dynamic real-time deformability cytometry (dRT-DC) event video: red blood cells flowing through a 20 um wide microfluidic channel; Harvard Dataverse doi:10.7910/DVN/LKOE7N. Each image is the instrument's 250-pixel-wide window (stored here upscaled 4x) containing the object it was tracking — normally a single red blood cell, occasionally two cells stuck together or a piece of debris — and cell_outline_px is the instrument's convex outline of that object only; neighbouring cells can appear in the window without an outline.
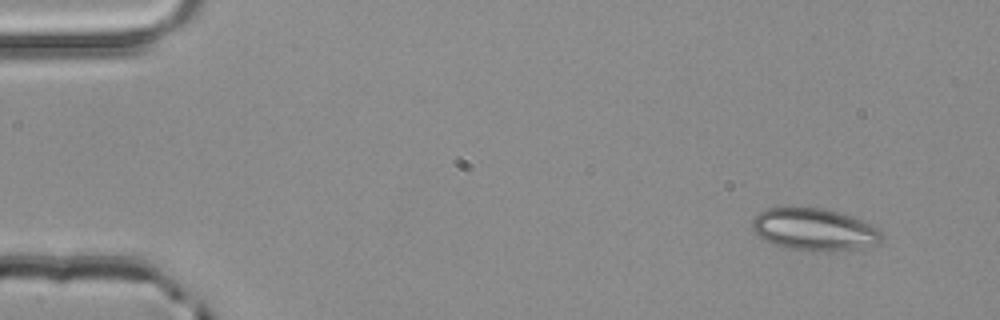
{"species": "common noctule bat (a hibernating species)", "species_latin": "Nyctalus noctula", "temperature_condition": "room temperature", "stored_images_in_passage": 4, "segment_of_instrument_passage": [1, 2], "camera_frame_rate_fps": 3000, "um_per_image_px": 0.085, "animal": {"sex": "male", "body_mass_g": 20.4}, "frame": {"image": 1, "passage_image": 1, "time_ms": 0.0, "image_size_px": [1000, 320], "cell_outline_px": [[884, 236], [876, 244], [856, 248], [832, 252], [828, 252], [788, 248], [764, 240], [752, 228], [752, 220], [760, 212], [768, 208], [792, 204], [824, 208], [872, 224], [880, 228]], "centroid_in_image_um": [69.2, 19.46], "position_along_channel_um": 15.8, "area_um2": 32.25}}